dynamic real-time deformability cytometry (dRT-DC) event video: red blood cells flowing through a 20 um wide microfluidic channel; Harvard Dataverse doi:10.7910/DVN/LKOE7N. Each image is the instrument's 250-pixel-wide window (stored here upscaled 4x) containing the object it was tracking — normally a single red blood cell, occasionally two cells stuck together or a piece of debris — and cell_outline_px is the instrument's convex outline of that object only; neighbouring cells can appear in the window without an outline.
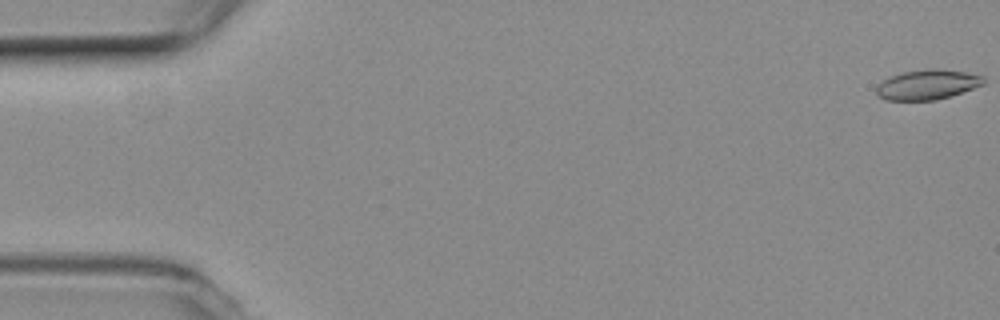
{"species": "common noctule bat (a hibernating species)", "species_latin": "Nyctalus noctula", "temperature_condition": "room temperature", "stored_images_in_passage": 57, "camera_frame_rate_fps": 3000, "um_per_image_px": 0.085, "animal": {"sex": "female", "body_mass_g": 19.3, "forearm_length_mm": 54.1}, "frame": {"image": 1, "passage_image": 1, "time_ms": 0.0, "image_size_px": [1000, 320], "cell_outline_px": [[984, 84], [936, 100], [884, 100], [876, 92], [876, 88], [884, 80], [892, 76], [904, 72], [932, 68], [964, 72], [984, 76]], "centroid_in_image_um": [78.82, 7.19], "position_along_channel_um": 6.2, "area_um2": 18.21}}
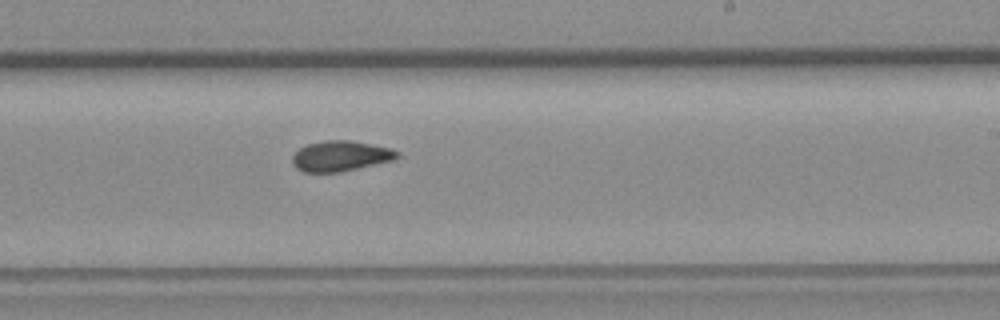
{"frame": {"image": 2, "passage_image": 34, "time_ms": 11.0, "image_size_px": [1000, 320], "cell_outline_px": [[400, 156], [396, 160], [340, 172], [304, 172], [296, 168], [292, 164], [292, 156], [300, 148], [308, 144], [324, 140], [348, 140], [388, 148], [400, 152]], "centroid_in_image_um": [28.95, 13.27], "position_along_channel_um": 260.1, "area_um2": 18.55}}
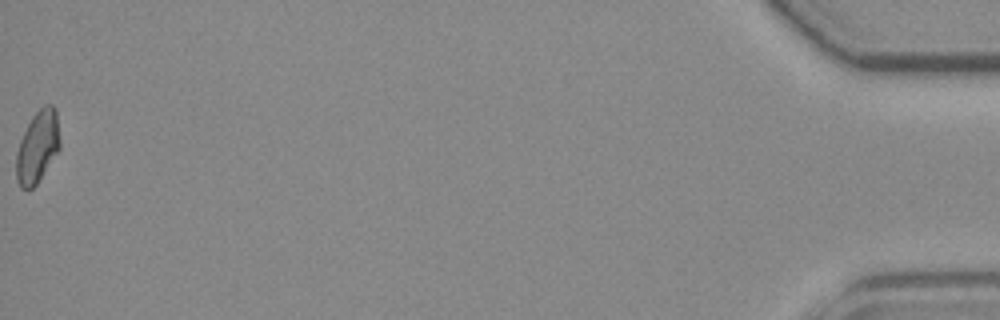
{"frame": {"image": 3, "passage_image": 57, "time_ms": 18.667, "image_size_px": [1000, 320], "cell_outline_px": [[60, 148], [36, 184], [28, 192], [20, 188], [16, 180], [16, 152], [20, 140], [32, 116], [44, 104], [52, 104], [56, 108], [60, 140]], "centroid_in_image_um": [3.18, 12.49], "position_along_channel_um": 432.0, "area_um2": 18.44}, "authors_computed_cell_mechanics": {"area_um2": 18.2648, "velocity_mm_per_s": 3.6563, "shape_relaxation_time_tau1_ms": null, "shape_relaxation_time_tau2_ms": 5.2535, "deformation_change_tau1": null, "deformation_change_tau2": 0.0939}}